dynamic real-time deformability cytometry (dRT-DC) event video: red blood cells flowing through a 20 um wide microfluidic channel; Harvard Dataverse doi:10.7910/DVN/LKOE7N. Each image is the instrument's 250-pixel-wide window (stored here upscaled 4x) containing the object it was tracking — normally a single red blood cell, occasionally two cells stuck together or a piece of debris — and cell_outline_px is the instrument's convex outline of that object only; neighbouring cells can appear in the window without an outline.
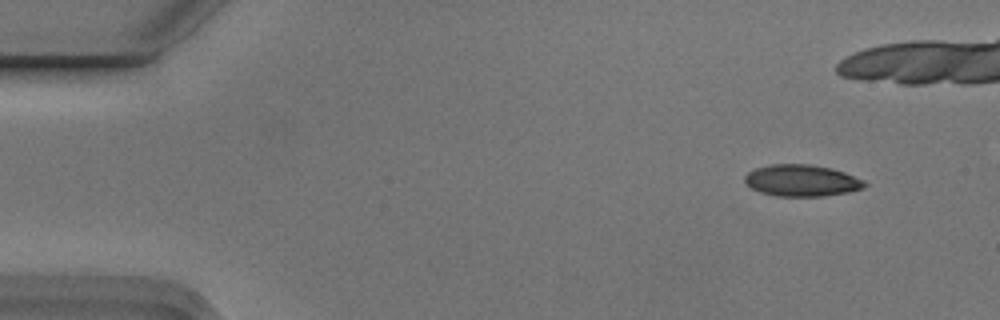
{"species": "Egyptian fruit bat (a non-hibernating species)", "species_latin": "Rousettus aegyptiacus", "temperature_condition": "cold", "stored_images_in_passage": 3, "camera_frame_rate_fps": 3000, "um_per_image_px": 0.085, "animal": {"sex": "male"}, "frame": {"image": 1, "passage_image": 3, "time_ms": 0.667, "image_size_px": [1000, 320], "cell_outline_px": [[868, 184], [864, 188], [848, 192], [820, 196], [776, 196], [760, 192], [752, 188], [744, 180], [744, 176], [748, 172], [756, 168], [772, 164], [808, 164], [832, 168], [844, 172], [864, 180]], "centroid_in_image_um": [68.16, 15.34], "position_along_channel_um": 16.8, "area_um2": 22.02}}